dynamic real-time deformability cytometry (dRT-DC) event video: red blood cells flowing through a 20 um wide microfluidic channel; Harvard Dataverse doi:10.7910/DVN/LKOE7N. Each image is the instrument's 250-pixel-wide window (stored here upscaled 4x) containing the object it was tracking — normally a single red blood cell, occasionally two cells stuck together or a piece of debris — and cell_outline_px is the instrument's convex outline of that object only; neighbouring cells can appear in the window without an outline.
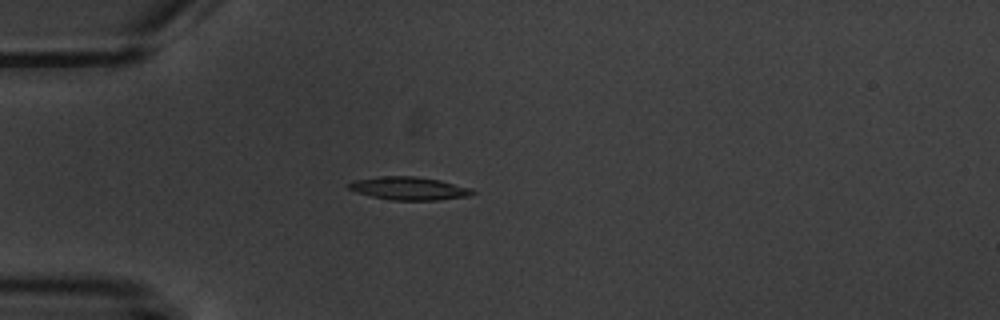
{"species": "common noctule bat (a hibernating species)", "species_latin": "Nyctalus noctula", "temperature_condition": "warm", "stored_images_in_passage": 1, "camera_frame_rate_fps": 3000, "um_per_image_px": 0.085, "animal": {"sex": "male", "body_mass_g": 20.1, "forearm_length_mm": 53.5}, "frame": {"image": 1, "passage_image": 1, "time_ms": 0.0, "image_size_px": [1000, 320], "cell_outline_px": [[476, 192], [468, 196], [440, 200], [392, 200], [372, 196], [356, 192], [348, 188], [348, 184], [352, 180], [380, 176], [412, 176], [440, 180], [472, 188]], "centroid_in_image_um": [34.77, 16.01], "position_along_channel_um": 50.2, "area_um2": 16.65}}